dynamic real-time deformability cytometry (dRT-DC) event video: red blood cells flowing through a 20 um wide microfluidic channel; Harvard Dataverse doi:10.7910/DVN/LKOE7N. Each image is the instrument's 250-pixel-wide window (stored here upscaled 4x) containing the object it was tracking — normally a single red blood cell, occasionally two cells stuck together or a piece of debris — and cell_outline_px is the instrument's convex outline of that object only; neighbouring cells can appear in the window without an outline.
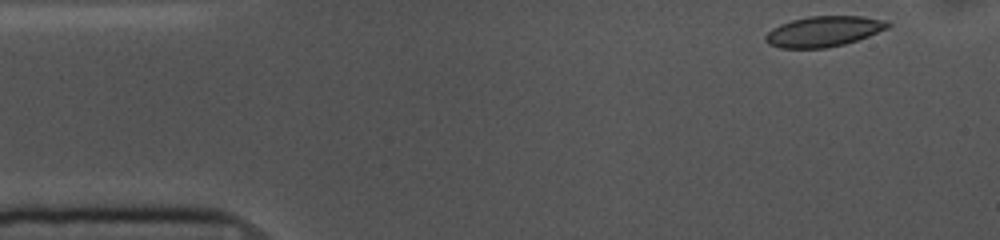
{"species": "common noctule bat (a hibernating species)", "species_latin": "Nyctalus noctula", "temperature_condition": "cold", "stored_images_in_passage": 51, "camera_frame_rate_fps": 3000, "um_per_image_px": 0.085, "animal": {"sex": "female", "body_mass_g": 10.0, "forearm_length_mm": 53.1}, "frame": {"image": 1, "passage_image": 1, "time_ms": 0.0, "image_size_px": [1000, 240], "cell_outline_px": [[892, 24], [888, 28], [868, 36], [844, 44], [824, 48], [780, 48], [768, 44], [764, 40], [764, 36], [772, 28], [780, 24], [792, 20], [808, 16], [864, 16], [884, 20]], "centroid_in_image_um": [69.99, 2.66], "position_along_channel_um": 15.0, "area_um2": 21.73}}
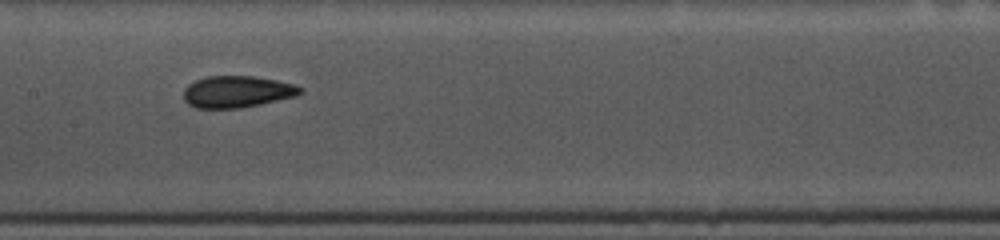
{"frame": {"image": 2, "passage_image": 22, "time_ms": 7.0, "image_size_px": [1000, 240], "cell_outline_px": [[304, 92], [296, 96], [260, 104], [240, 108], [196, 108], [188, 104], [184, 100], [184, 88], [188, 84], [196, 80], [208, 76], [256, 76], [296, 84], [304, 88]], "centroid_in_image_um": [20.18, 7.79], "position_along_channel_um": 187.2, "area_um2": 21.73}}
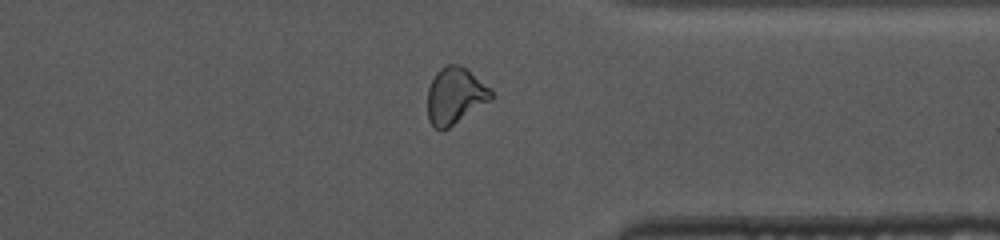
{"frame": {"image": 3, "passage_image": 38, "time_ms": 12.333, "image_size_px": [1000, 240], "cell_outline_px": [[496, 96], [492, 100], [448, 128], [440, 132], [432, 128], [428, 120], [428, 88], [436, 72], [444, 64], [460, 64], [468, 68], [492, 88]], "centroid_in_image_um": [38.72, 8.13], "position_along_channel_um": 372.7, "area_um2": 21.73}, "authors_computed_cell_mechanics": {"area_um2": 21.7906, "velocity_mm_per_s": 3.6038, "shape_relaxation_time_tau1_ms": 6.508, "shape_relaxation_time_tau2_ms": 3.284, "deformation_change_tau1": 0.1393, "deformation_change_tau2": 0.0754}}